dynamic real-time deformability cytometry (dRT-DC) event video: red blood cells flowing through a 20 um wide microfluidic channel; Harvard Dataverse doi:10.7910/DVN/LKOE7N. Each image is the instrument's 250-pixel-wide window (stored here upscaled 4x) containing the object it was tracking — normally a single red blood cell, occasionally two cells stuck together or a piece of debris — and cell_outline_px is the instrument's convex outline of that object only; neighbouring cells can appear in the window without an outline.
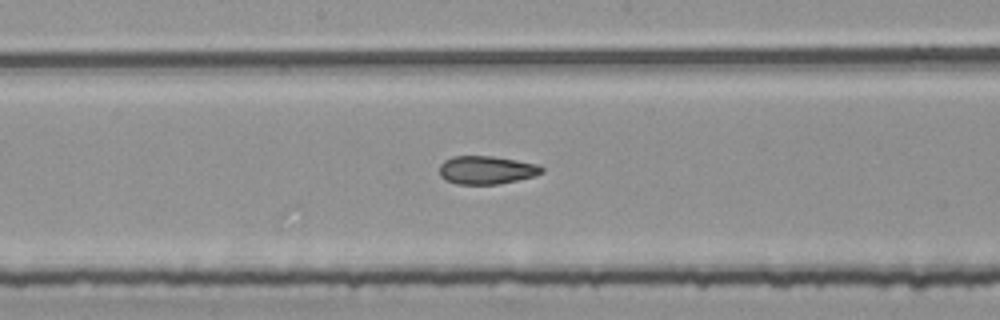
{"species": "common noctule bat (a hibernating species)", "species_latin": "Nyctalus noctula", "temperature_condition": "room temperature", "stored_images_in_passage": 13, "camera_frame_rate_fps": 3000, "um_per_image_px": 0.085, "animal": {"sex": "female", "body_mass_g": 25.1}, "frame": {"image": 1, "passage_image": 13, "time_ms": 4.0, "image_size_px": [1000, 320], "cell_outline_px": [[544, 172], [532, 176], [516, 180], [496, 184], [456, 184], [444, 180], [440, 176], [440, 164], [444, 160], [452, 156], [492, 156], [540, 164], [544, 168]], "centroid_in_image_um": [41.33, 14.44], "position_along_channel_um": 206.9, "area_um2": 16.88}}